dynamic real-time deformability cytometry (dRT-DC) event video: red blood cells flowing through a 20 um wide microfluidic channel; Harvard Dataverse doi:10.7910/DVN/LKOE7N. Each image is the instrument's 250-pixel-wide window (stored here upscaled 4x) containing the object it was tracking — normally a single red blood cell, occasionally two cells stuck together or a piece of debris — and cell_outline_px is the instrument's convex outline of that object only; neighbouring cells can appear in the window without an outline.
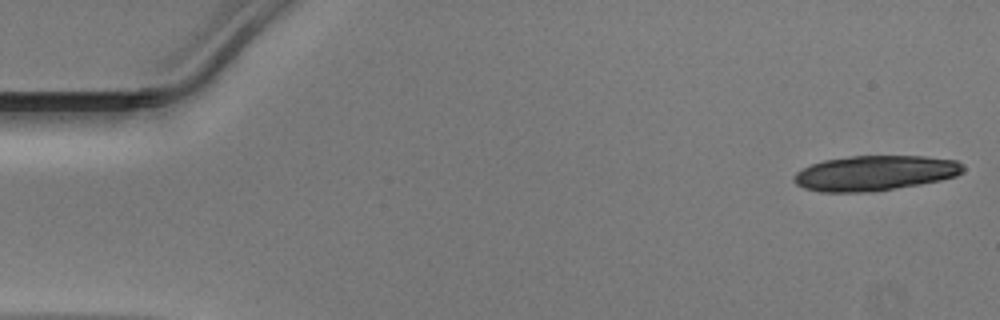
{"species": "Egyptian fruit bat (a non-hibernating species)", "species_latin": "Rousettus aegyptiacus", "temperature_condition": "warm", "stored_images_in_passage": 16, "camera_frame_rate_fps": 3000, "um_per_image_px": 0.085, "animal": {"sex": "male"}, "frame": {"image": 1, "passage_image": 1, "time_ms": 0.0, "image_size_px": [1000, 320], "cell_outline_px": [[964, 172], [956, 176], [940, 180], [920, 184], [868, 192], [820, 192], [804, 188], [796, 184], [792, 180], [792, 176], [796, 172], [812, 164], [824, 160], [852, 156], [924, 156], [956, 160], [964, 164]], "centroid_in_image_um": [74.37, 14.71], "position_along_channel_um": 10.6, "area_um2": 34.62}}